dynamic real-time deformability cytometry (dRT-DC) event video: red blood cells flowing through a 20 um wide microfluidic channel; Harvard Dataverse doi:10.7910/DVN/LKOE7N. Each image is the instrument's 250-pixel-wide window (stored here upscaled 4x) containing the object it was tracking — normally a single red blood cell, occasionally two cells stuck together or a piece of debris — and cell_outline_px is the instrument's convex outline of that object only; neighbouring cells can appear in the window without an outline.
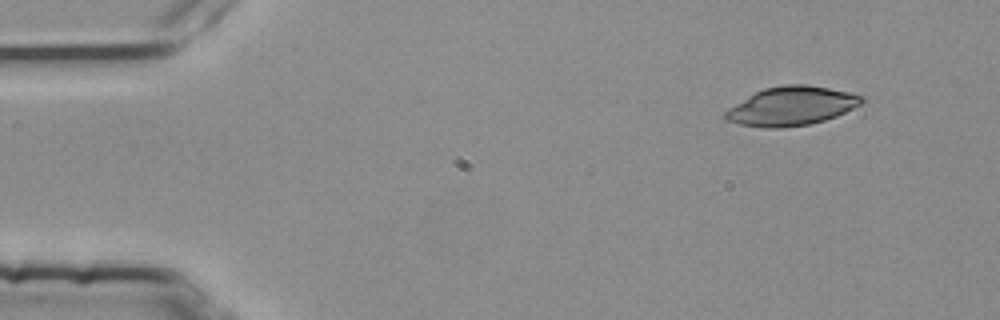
{"species": "common noctule bat (a hibernating species)", "species_latin": "Nyctalus noctula", "temperature_condition": "room temperature", "stored_images_in_passage": 3, "camera_frame_rate_fps": 3000, "um_per_image_px": 0.085, "animal": {"sex": "female", "body_mass_g": 25.1}, "frame": {"image": 1, "passage_image": 1, "time_ms": 0.0, "image_size_px": [1000, 320], "cell_outline_px": [[868, 100], [836, 116], [824, 120], [808, 124], [780, 128], [764, 128], [740, 124], [724, 120], [724, 112], [728, 108], [748, 96], [764, 88], [788, 84], [808, 84], [848, 92], [864, 96]], "centroid_in_image_um": [67.27, 9.01], "position_along_channel_um": 17.7, "area_um2": 30.81}}